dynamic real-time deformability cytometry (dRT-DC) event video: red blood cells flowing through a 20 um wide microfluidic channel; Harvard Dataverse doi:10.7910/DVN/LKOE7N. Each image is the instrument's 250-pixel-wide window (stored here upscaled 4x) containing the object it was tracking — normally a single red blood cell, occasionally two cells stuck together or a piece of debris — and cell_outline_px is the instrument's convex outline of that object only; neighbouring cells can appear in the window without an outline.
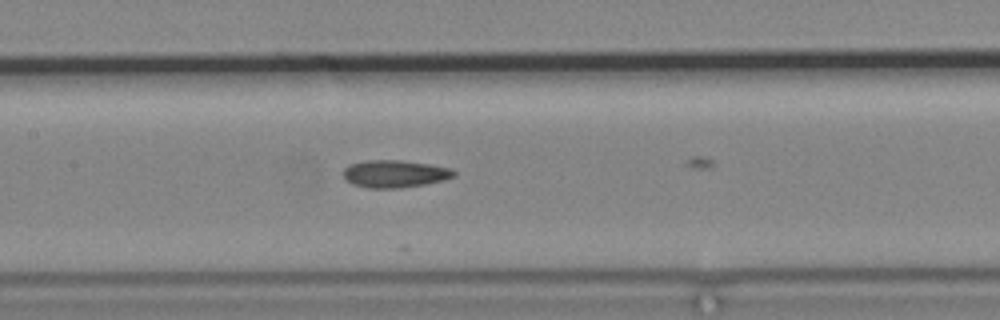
{"species": "common noctule bat (a hibernating species)", "species_latin": "Nyctalus noctula", "temperature_condition": "cold", "stored_images_in_passage": 7, "camera_frame_rate_fps": 3000, "um_per_image_px": 0.085, "animal": {"sex": "male", "body_mass_g": 19.2, "forearm_length_mm": 51.8}, "frame": {"image": 1, "passage_image": 7, "time_ms": 8.0, "image_size_px": [1000, 320], "cell_outline_px": [[456, 176], [444, 180], [424, 184], [396, 188], [368, 188], [352, 184], [344, 176], [344, 168], [348, 164], [364, 160], [400, 160], [428, 164], [452, 168], [456, 172]], "centroid_in_image_um": [33.56, 14.76], "position_along_channel_um": 173.8, "area_um2": 17.69}}